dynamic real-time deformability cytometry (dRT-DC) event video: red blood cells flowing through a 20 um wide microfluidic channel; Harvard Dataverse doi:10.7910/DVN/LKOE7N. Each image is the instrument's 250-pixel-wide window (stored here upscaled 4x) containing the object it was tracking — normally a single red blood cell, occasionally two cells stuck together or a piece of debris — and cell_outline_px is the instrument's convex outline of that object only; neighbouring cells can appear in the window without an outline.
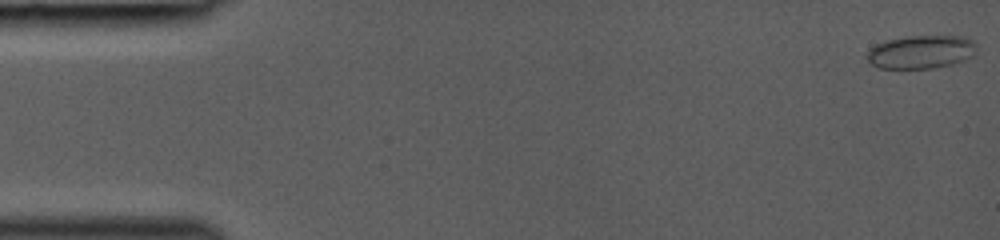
{"species": "common noctule bat (a hibernating species)", "species_latin": "Nyctalus noctula", "temperature_condition": "room temperature", "stored_images_in_passage": 44, "camera_frame_rate_fps": 3000, "um_per_image_px": 0.085, "animal": {"sex": "female", "body_mass_g": 19.0, "forearm_length_mm": 53.3}, "frame": {"image": 1, "passage_image": 1, "time_ms": 0.0, "image_size_px": [1000, 240], "cell_outline_px": [[976, 52], [972, 56], [952, 64], [932, 68], [880, 68], [872, 64], [868, 60], [868, 48], [876, 44], [888, 40], [904, 36], [964, 36], [972, 40], [976, 44]], "centroid_in_image_um": [78.29, 4.4], "position_along_channel_um": 6.7, "area_um2": 21.21}}
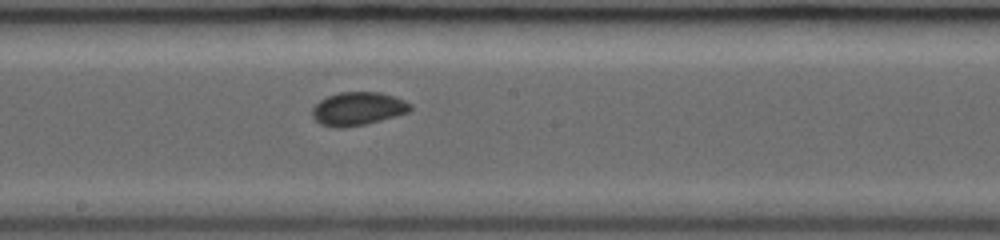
{"frame": {"image": 2, "passage_image": 25, "time_ms": 8.0, "image_size_px": [1000, 240], "cell_outline_px": [[412, 108], [408, 112], [396, 116], [364, 124], [344, 128], [336, 128], [320, 124], [312, 116], [312, 108], [320, 100], [328, 96], [340, 92], [380, 92], [396, 96], [412, 104]], "centroid_in_image_um": [30.43, 9.24], "position_along_channel_um": 217.8, "area_um2": 19.07}}
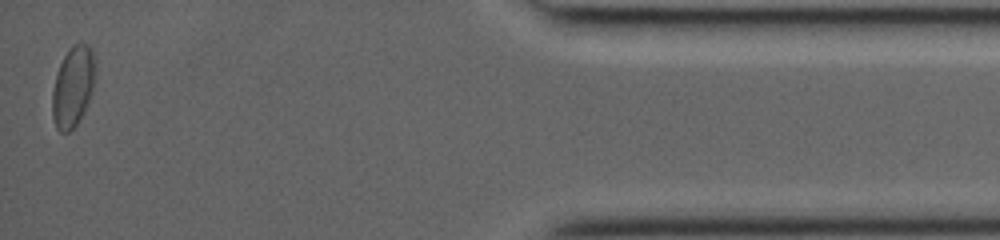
{"frame": {"image": 3, "passage_image": 43, "time_ms": 14.0, "image_size_px": [1000, 240], "cell_outline_px": [[96, 64], [92, 92], [76, 124], [68, 132], [60, 132], [56, 128], [52, 116], [52, 92], [56, 76], [60, 64], [68, 48], [72, 44], [80, 40], [88, 44], [92, 52]], "centroid_in_image_um": [6.19, 7.29], "position_along_channel_um": 429.0, "area_um2": 20.11}}